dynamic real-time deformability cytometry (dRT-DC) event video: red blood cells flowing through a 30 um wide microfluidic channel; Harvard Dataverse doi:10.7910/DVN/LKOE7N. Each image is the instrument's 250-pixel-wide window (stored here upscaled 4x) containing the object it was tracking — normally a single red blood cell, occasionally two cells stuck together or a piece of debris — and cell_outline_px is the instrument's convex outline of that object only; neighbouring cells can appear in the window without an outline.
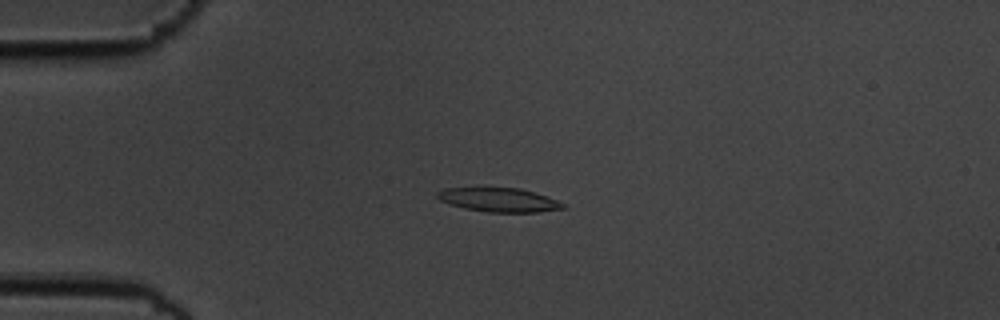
{"species": "common noctule bat (a hibernating species)", "species_latin": "Nyctalus noctula", "temperature_condition": "cold", "stored_images_in_passage": 48, "camera_frame_rate_fps": 3000, "um_per_image_px": 0.085, "animal": {"sex": "male", "body_mass_g": 19.5, "forearm_length_mm": 54.6}, "frame": {"image": 1, "passage_image": 7, "time_ms": 2.0, "image_size_px": [1000, 320], "cell_outline_px": [[564, 208], [540, 212], [488, 212], [464, 208], [440, 200], [436, 196], [436, 192], [444, 188], [520, 188], [536, 192], [556, 200], [564, 204]], "centroid_in_image_um": [42.41, 16.98], "position_along_channel_um": 42.6, "area_um2": 17.4}}
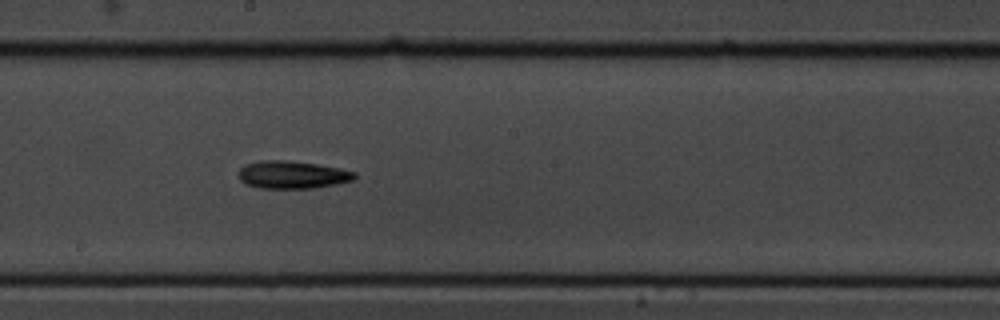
{"frame": {"image": 2, "passage_image": 24, "time_ms": 7.667, "image_size_px": [1000, 320], "cell_outline_px": [[356, 176], [352, 180], [336, 184], [312, 188], [260, 188], [248, 184], [240, 180], [240, 168], [244, 164], [260, 160], [288, 160], [316, 164], [340, 168], [356, 172]], "centroid_in_image_um": [24.85, 14.84], "position_along_channel_um": 223.4, "area_um2": 18.61}}
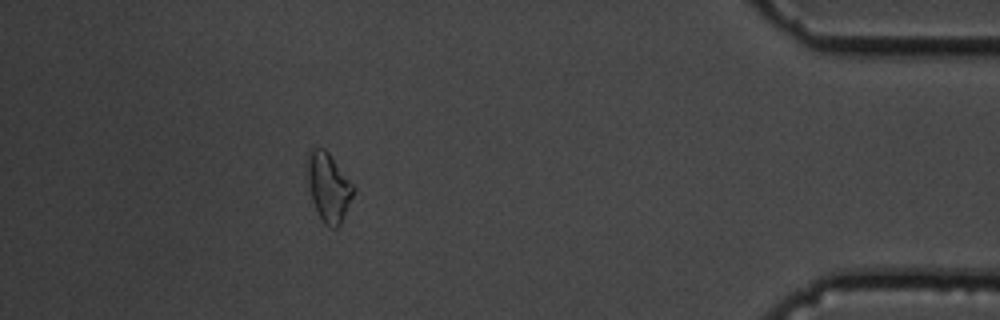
{"frame": {"image": 3, "passage_image": 43, "time_ms": 14.0, "image_size_px": [1000, 320], "cell_outline_px": [[356, 188], [340, 224], [336, 228], [332, 228], [324, 224], [312, 200], [304, 168], [304, 164], [308, 152], [312, 148], [324, 148], [328, 152]], "centroid_in_image_um": [27.88, 15.86], "position_along_channel_um": 407.3, "area_um2": 18.55}, "authors_computed_cell_mechanics": {"area_um2": 17.8024, "velocity_mm_per_s": 3.6328, "shape_relaxation_time_tau1_ms": 2.3037, "shape_relaxation_time_tau2_ms": null, "deformation_change_tau1": 0.1264, "deformation_change_tau2": null}}